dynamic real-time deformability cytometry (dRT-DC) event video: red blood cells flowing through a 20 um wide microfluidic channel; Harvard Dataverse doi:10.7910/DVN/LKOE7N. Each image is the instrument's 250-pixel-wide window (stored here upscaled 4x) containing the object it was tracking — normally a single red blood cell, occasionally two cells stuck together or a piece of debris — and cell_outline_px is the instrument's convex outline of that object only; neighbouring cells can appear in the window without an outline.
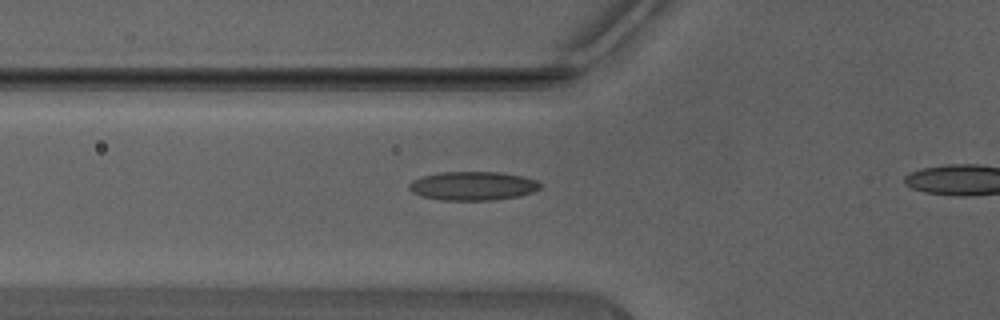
{"species": "Egyptian fruit bat (a non-hibernating species)", "species_latin": "Rousettus aegyptiacus", "temperature_condition": "warm", "stored_images_in_passage": 36, "camera_frame_rate_fps": 3000, "um_per_image_px": 0.085, "animal": {"sex": "male"}, "frame": {"image": 1, "passage_image": 12, "time_ms": 3.667, "image_size_px": [1000, 320], "cell_outline_px": [[544, 184], [540, 188], [532, 192], [520, 196], [492, 200], [440, 200], [420, 196], [412, 192], [408, 188], [408, 184], [412, 180], [420, 176], [440, 172], [500, 172], [524, 176], [536, 180]], "centroid_in_image_um": [40.18, 15.8], "position_along_channel_um": 85.6, "area_um2": 22.31}}
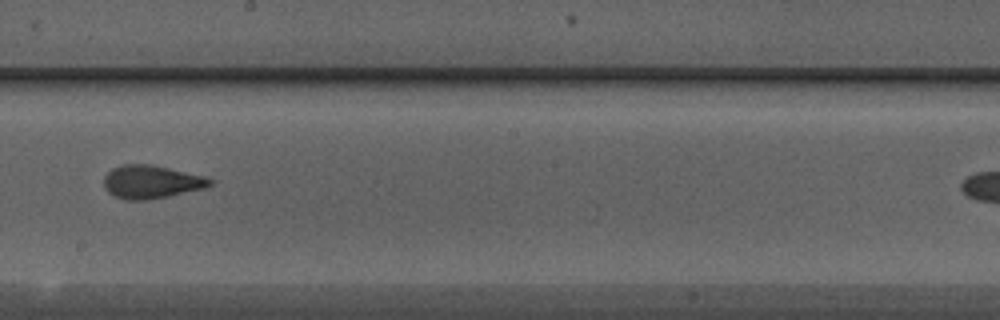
{"frame": {"image": 2, "passage_image": 22, "time_ms": 7.0, "image_size_px": [1000, 320], "cell_outline_px": [[216, 180], [212, 184], [204, 188], [168, 196], [144, 200], [124, 200], [108, 192], [104, 188], [104, 176], [112, 168], [120, 164], [148, 164], [168, 168], [204, 176]], "centroid_in_image_um": [12.84, 15.45], "position_along_channel_um": 235.4, "area_um2": 20.46}}
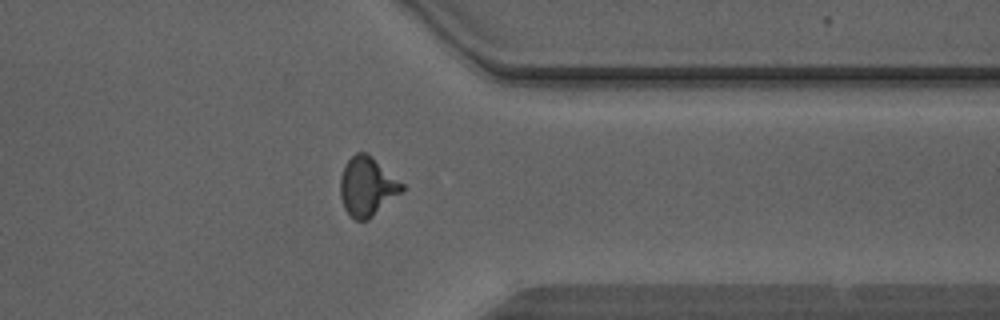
{"frame": {"image": 3, "passage_image": 32, "time_ms": 10.333, "image_size_px": [1000, 320], "cell_outline_px": [[404, 188], [400, 192], [368, 220], [356, 220], [344, 208], [340, 196], [340, 176], [344, 164], [356, 152], [364, 152], [372, 156], [404, 184]], "centroid_in_image_um": [31.18, 15.83], "position_along_channel_um": 380.2, "area_um2": 20.98}, "authors_computed_cell_mechanics": {"area_um2": 20.4323, "velocity_mm_per_s": 4.461, "shape_relaxation_time_tau1_ms": 4.2263, "shape_relaxation_time_tau2_ms": 0.998, "deformation_change_tau1": 0.1746, "deformation_change_tau2": 0.0851}}